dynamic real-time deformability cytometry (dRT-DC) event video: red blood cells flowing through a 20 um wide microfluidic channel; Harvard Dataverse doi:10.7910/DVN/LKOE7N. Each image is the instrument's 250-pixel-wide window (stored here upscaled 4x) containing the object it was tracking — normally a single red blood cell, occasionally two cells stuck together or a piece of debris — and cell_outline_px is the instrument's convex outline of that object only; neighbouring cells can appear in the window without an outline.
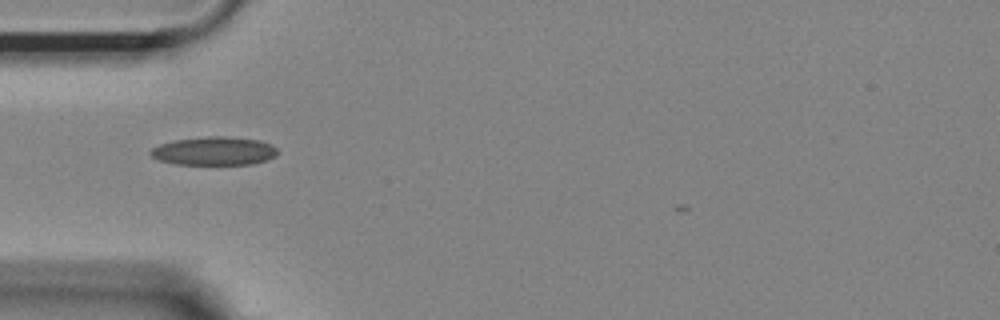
{"species": "Egyptian fruit bat (a non-hibernating species)", "species_latin": "Rousettus aegyptiacus", "temperature_condition": "room temperature", "stored_images_in_passage": 17, "camera_frame_rate_fps": 3000, "um_per_image_px": 0.085, "animal": {"sex": "female"}, "frame": {"image": 1, "passage_image": 1, "time_ms": 0.0, "image_size_px": [1000, 320], "cell_outline_px": [[276, 156], [268, 160], [252, 164], [176, 164], [160, 160], [152, 156], [148, 152], [152, 148], [160, 144], [176, 140], [208, 136], [228, 136], [260, 140], [272, 144], [276, 148]], "centroid_in_image_um": [18.23, 12.83], "position_along_channel_um": 66.8, "area_um2": 21.04}}
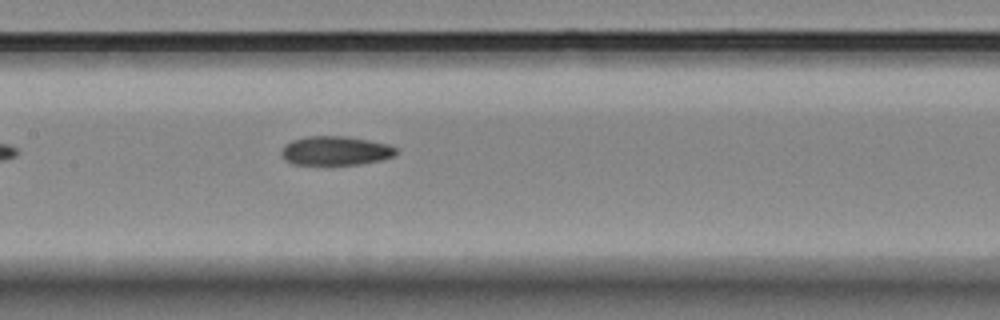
{"frame": {"image": 2, "passage_image": 10, "time_ms": 3.0, "image_size_px": [1000, 320], "cell_outline_px": [[396, 156], [380, 160], [360, 164], [292, 164], [280, 152], [284, 144], [292, 140], [308, 136], [344, 136], [368, 140], [388, 144], [396, 148]], "centroid_in_image_um": [28.53, 12.8], "position_along_channel_um": 178.9, "area_um2": 19.25}}
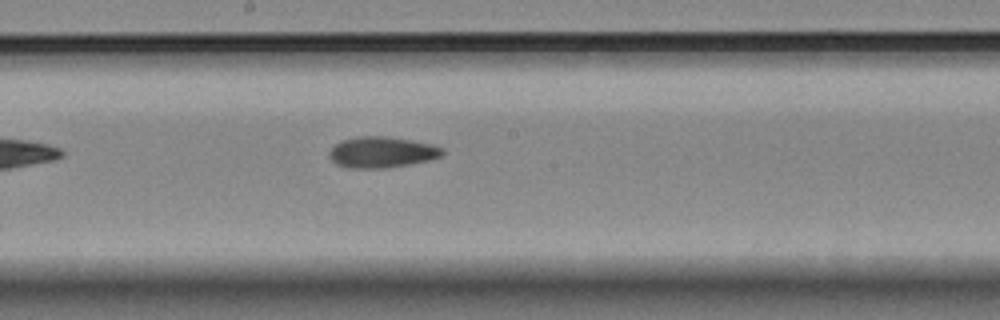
{"frame": {"image": 3, "passage_image": 13, "time_ms": 4.0, "image_size_px": [1000, 320], "cell_outline_px": [[444, 152], [440, 156], [432, 160], [412, 164], [388, 168], [348, 168], [336, 164], [328, 156], [328, 152], [340, 140], [360, 136], [388, 136], [412, 140], [432, 144], [444, 148]], "centroid_in_image_um": [32.47, 12.94], "position_along_channel_um": 215.7, "area_um2": 20.75}}